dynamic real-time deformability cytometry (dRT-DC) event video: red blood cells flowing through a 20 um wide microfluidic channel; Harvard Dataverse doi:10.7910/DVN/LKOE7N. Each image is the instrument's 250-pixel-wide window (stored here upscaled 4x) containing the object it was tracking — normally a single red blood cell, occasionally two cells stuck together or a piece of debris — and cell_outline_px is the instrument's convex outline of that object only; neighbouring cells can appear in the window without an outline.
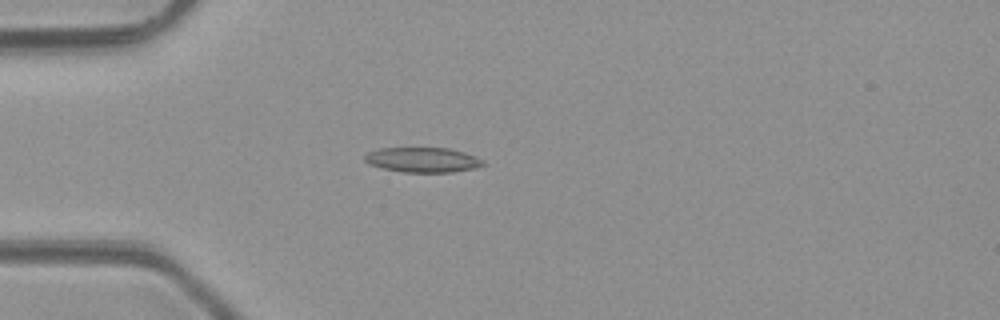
{"species": "common noctule bat (a hibernating species)", "species_latin": "Nyctalus noctula", "temperature_condition": "room temperature", "stored_images_in_passage": 4, "camera_frame_rate_fps": 3000, "um_per_image_px": 0.085, "animal": {"sex": "male", "body_mass_g": 23.1, "forearm_length_mm": 52.7}, "frame": {"image": 1, "passage_image": 3, "time_ms": 2.333, "image_size_px": [1000, 320], "cell_outline_px": [[484, 164], [476, 168], [452, 172], [404, 172], [384, 168], [372, 164], [364, 160], [364, 156], [368, 152], [380, 148], [448, 148], [464, 152], [476, 156], [484, 160]], "centroid_in_image_um": [35.97, 13.58], "position_along_channel_um": 49.0, "area_um2": 17.05}}